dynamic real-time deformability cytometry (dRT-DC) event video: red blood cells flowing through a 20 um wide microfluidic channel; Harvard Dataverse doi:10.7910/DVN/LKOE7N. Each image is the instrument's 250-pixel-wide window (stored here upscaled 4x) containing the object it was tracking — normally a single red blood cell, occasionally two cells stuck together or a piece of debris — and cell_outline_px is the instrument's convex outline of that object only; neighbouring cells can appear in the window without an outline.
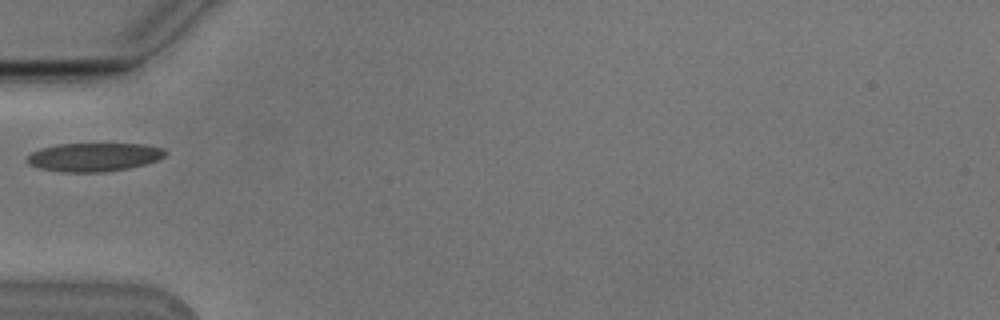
{"species": "Egyptian fruit bat (a non-hibernating species)", "species_latin": "Rousettus aegyptiacus", "temperature_condition": "cold", "stored_images_in_passage": 23, "camera_frame_rate_fps": 3000, "um_per_image_px": 0.085, "animal": {"sex": "male"}, "frame": {"image": 1, "passage_image": 1, "time_ms": 0.0, "image_size_px": [1000, 320], "cell_outline_px": [[168, 152], [164, 156], [156, 160], [144, 164], [128, 168], [104, 172], [60, 172], [40, 168], [28, 164], [28, 156], [32, 152], [40, 148], [56, 144], [144, 144], [164, 148]], "centroid_in_image_um": [7.99, 13.35], "position_along_channel_um": 77.0, "area_um2": 22.95}}